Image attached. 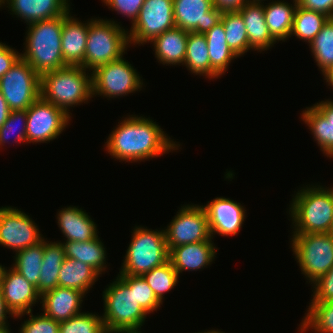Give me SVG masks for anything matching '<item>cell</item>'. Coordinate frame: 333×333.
I'll return each mask as SVG.
<instances>
[{"mask_svg": "<svg viewBox=\"0 0 333 333\" xmlns=\"http://www.w3.org/2000/svg\"><path fill=\"white\" fill-rule=\"evenodd\" d=\"M0 333H11V330L9 329L8 325L0 327Z\"/></svg>", "mask_w": 333, "mask_h": 333, "instance_id": "50", "label": "cell"}, {"mask_svg": "<svg viewBox=\"0 0 333 333\" xmlns=\"http://www.w3.org/2000/svg\"><path fill=\"white\" fill-rule=\"evenodd\" d=\"M88 72L89 70L82 66L68 65L43 74L41 76V97L62 109L72 118L71 112H69L70 106L81 105L92 98V72Z\"/></svg>", "mask_w": 333, "mask_h": 333, "instance_id": "4", "label": "cell"}, {"mask_svg": "<svg viewBox=\"0 0 333 333\" xmlns=\"http://www.w3.org/2000/svg\"><path fill=\"white\" fill-rule=\"evenodd\" d=\"M153 290L157 299L163 304L164 293L171 291L179 282V275L170 261L164 265L153 268L142 275Z\"/></svg>", "mask_w": 333, "mask_h": 333, "instance_id": "37", "label": "cell"}, {"mask_svg": "<svg viewBox=\"0 0 333 333\" xmlns=\"http://www.w3.org/2000/svg\"><path fill=\"white\" fill-rule=\"evenodd\" d=\"M27 143H47L56 139L70 124L71 117L41 96L26 110Z\"/></svg>", "mask_w": 333, "mask_h": 333, "instance_id": "13", "label": "cell"}, {"mask_svg": "<svg viewBox=\"0 0 333 333\" xmlns=\"http://www.w3.org/2000/svg\"><path fill=\"white\" fill-rule=\"evenodd\" d=\"M85 296L79 290L57 286L41 295L40 303L43 313L60 323L82 313L80 308Z\"/></svg>", "mask_w": 333, "mask_h": 333, "instance_id": "19", "label": "cell"}, {"mask_svg": "<svg viewBox=\"0 0 333 333\" xmlns=\"http://www.w3.org/2000/svg\"><path fill=\"white\" fill-rule=\"evenodd\" d=\"M224 27L226 41L231 50L238 56L249 51V41L246 26L239 11L222 13L221 21Z\"/></svg>", "mask_w": 333, "mask_h": 333, "instance_id": "34", "label": "cell"}, {"mask_svg": "<svg viewBox=\"0 0 333 333\" xmlns=\"http://www.w3.org/2000/svg\"><path fill=\"white\" fill-rule=\"evenodd\" d=\"M10 111L11 110L9 109L8 104H7L6 100H5V98L3 97L2 93L0 92V127L7 120Z\"/></svg>", "mask_w": 333, "mask_h": 333, "instance_id": "48", "label": "cell"}, {"mask_svg": "<svg viewBox=\"0 0 333 333\" xmlns=\"http://www.w3.org/2000/svg\"><path fill=\"white\" fill-rule=\"evenodd\" d=\"M291 248L310 284L333 266V233L292 234Z\"/></svg>", "mask_w": 333, "mask_h": 333, "instance_id": "8", "label": "cell"}, {"mask_svg": "<svg viewBox=\"0 0 333 333\" xmlns=\"http://www.w3.org/2000/svg\"><path fill=\"white\" fill-rule=\"evenodd\" d=\"M207 331V332H206ZM206 331H203V332H197V333H225V332H222V331H219L218 329L217 330H206ZM196 333V332H195Z\"/></svg>", "mask_w": 333, "mask_h": 333, "instance_id": "51", "label": "cell"}, {"mask_svg": "<svg viewBox=\"0 0 333 333\" xmlns=\"http://www.w3.org/2000/svg\"><path fill=\"white\" fill-rule=\"evenodd\" d=\"M290 204L293 234L332 232L333 187L306 185L295 193Z\"/></svg>", "mask_w": 333, "mask_h": 333, "instance_id": "3", "label": "cell"}, {"mask_svg": "<svg viewBox=\"0 0 333 333\" xmlns=\"http://www.w3.org/2000/svg\"><path fill=\"white\" fill-rule=\"evenodd\" d=\"M5 268H6V267H4V266H2V265L0 264V283H1V280H2V278H3V274H4V271H5Z\"/></svg>", "mask_w": 333, "mask_h": 333, "instance_id": "52", "label": "cell"}, {"mask_svg": "<svg viewBox=\"0 0 333 333\" xmlns=\"http://www.w3.org/2000/svg\"><path fill=\"white\" fill-rule=\"evenodd\" d=\"M0 92L11 111L27 110L41 96V77L20 57L0 78Z\"/></svg>", "mask_w": 333, "mask_h": 333, "instance_id": "9", "label": "cell"}, {"mask_svg": "<svg viewBox=\"0 0 333 333\" xmlns=\"http://www.w3.org/2000/svg\"><path fill=\"white\" fill-rule=\"evenodd\" d=\"M164 232L169 251L176 246L212 241L207 214L202 205L181 206Z\"/></svg>", "mask_w": 333, "mask_h": 333, "instance_id": "12", "label": "cell"}, {"mask_svg": "<svg viewBox=\"0 0 333 333\" xmlns=\"http://www.w3.org/2000/svg\"><path fill=\"white\" fill-rule=\"evenodd\" d=\"M7 315H10L14 318L13 314L6 307L2 290L0 288V327L9 325V323H7Z\"/></svg>", "mask_w": 333, "mask_h": 333, "instance_id": "47", "label": "cell"}, {"mask_svg": "<svg viewBox=\"0 0 333 333\" xmlns=\"http://www.w3.org/2000/svg\"><path fill=\"white\" fill-rule=\"evenodd\" d=\"M183 65L194 75L215 79L218 76L211 70L207 40L204 34L189 32L186 55Z\"/></svg>", "mask_w": 333, "mask_h": 333, "instance_id": "31", "label": "cell"}, {"mask_svg": "<svg viewBox=\"0 0 333 333\" xmlns=\"http://www.w3.org/2000/svg\"><path fill=\"white\" fill-rule=\"evenodd\" d=\"M4 2H5V0H0V7H1V6H5V5H4Z\"/></svg>", "mask_w": 333, "mask_h": 333, "instance_id": "55", "label": "cell"}, {"mask_svg": "<svg viewBox=\"0 0 333 333\" xmlns=\"http://www.w3.org/2000/svg\"><path fill=\"white\" fill-rule=\"evenodd\" d=\"M44 239L37 224L16 207H0V245L20 251Z\"/></svg>", "mask_w": 333, "mask_h": 333, "instance_id": "14", "label": "cell"}, {"mask_svg": "<svg viewBox=\"0 0 333 333\" xmlns=\"http://www.w3.org/2000/svg\"><path fill=\"white\" fill-rule=\"evenodd\" d=\"M69 14L63 20L61 33V49L63 60L70 66L84 68V55L89 29V20L85 23Z\"/></svg>", "mask_w": 333, "mask_h": 333, "instance_id": "22", "label": "cell"}, {"mask_svg": "<svg viewBox=\"0 0 333 333\" xmlns=\"http://www.w3.org/2000/svg\"><path fill=\"white\" fill-rule=\"evenodd\" d=\"M121 121L105 142V150L112 159L141 162L179 150L180 144L168 137L154 120L129 115Z\"/></svg>", "mask_w": 333, "mask_h": 333, "instance_id": "1", "label": "cell"}, {"mask_svg": "<svg viewBox=\"0 0 333 333\" xmlns=\"http://www.w3.org/2000/svg\"><path fill=\"white\" fill-rule=\"evenodd\" d=\"M64 259L65 253L62 242H49L44 239V255L39 275V285L36 287L40 295L58 286V274Z\"/></svg>", "mask_w": 333, "mask_h": 333, "instance_id": "29", "label": "cell"}, {"mask_svg": "<svg viewBox=\"0 0 333 333\" xmlns=\"http://www.w3.org/2000/svg\"><path fill=\"white\" fill-rule=\"evenodd\" d=\"M298 5L333 18V0H297Z\"/></svg>", "mask_w": 333, "mask_h": 333, "instance_id": "45", "label": "cell"}, {"mask_svg": "<svg viewBox=\"0 0 333 333\" xmlns=\"http://www.w3.org/2000/svg\"><path fill=\"white\" fill-rule=\"evenodd\" d=\"M176 27L173 0H145L138 17L128 30L130 46L151 42L166 30Z\"/></svg>", "mask_w": 333, "mask_h": 333, "instance_id": "11", "label": "cell"}, {"mask_svg": "<svg viewBox=\"0 0 333 333\" xmlns=\"http://www.w3.org/2000/svg\"><path fill=\"white\" fill-rule=\"evenodd\" d=\"M43 255L44 239L36 245L17 251L12 268L37 287L39 285Z\"/></svg>", "mask_w": 333, "mask_h": 333, "instance_id": "32", "label": "cell"}, {"mask_svg": "<svg viewBox=\"0 0 333 333\" xmlns=\"http://www.w3.org/2000/svg\"><path fill=\"white\" fill-rule=\"evenodd\" d=\"M188 31L174 27L156 36L153 44L155 57L163 65H182L184 63ZM182 63V64H181Z\"/></svg>", "mask_w": 333, "mask_h": 333, "instance_id": "25", "label": "cell"}, {"mask_svg": "<svg viewBox=\"0 0 333 333\" xmlns=\"http://www.w3.org/2000/svg\"><path fill=\"white\" fill-rule=\"evenodd\" d=\"M62 245L65 257L73 260H79L89 265L100 275L106 270L107 252L99 236L87 242L65 241Z\"/></svg>", "mask_w": 333, "mask_h": 333, "instance_id": "28", "label": "cell"}, {"mask_svg": "<svg viewBox=\"0 0 333 333\" xmlns=\"http://www.w3.org/2000/svg\"><path fill=\"white\" fill-rule=\"evenodd\" d=\"M324 80L328 83L327 85L333 89V69H330L326 74L323 75Z\"/></svg>", "mask_w": 333, "mask_h": 333, "instance_id": "49", "label": "cell"}, {"mask_svg": "<svg viewBox=\"0 0 333 333\" xmlns=\"http://www.w3.org/2000/svg\"><path fill=\"white\" fill-rule=\"evenodd\" d=\"M249 0H213V6L222 12L239 11Z\"/></svg>", "mask_w": 333, "mask_h": 333, "instance_id": "46", "label": "cell"}, {"mask_svg": "<svg viewBox=\"0 0 333 333\" xmlns=\"http://www.w3.org/2000/svg\"><path fill=\"white\" fill-rule=\"evenodd\" d=\"M207 40L211 70L221 77L227 72L232 60L239 58L229 47L223 24L220 22L204 33Z\"/></svg>", "mask_w": 333, "mask_h": 333, "instance_id": "30", "label": "cell"}, {"mask_svg": "<svg viewBox=\"0 0 333 333\" xmlns=\"http://www.w3.org/2000/svg\"><path fill=\"white\" fill-rule=\"evenodd\" d=\"M56 217L65 241L87 242L98 236L97 224L82 208L64 207L57 212Z\"/></svg>", "mask_w": 333, "mask_h": 333, "instance_id": "24", "label": "cell"}, {"mask_svg": "<svg viewBox=\"0 0 333 333\" xmlns=\"http://www.w3.org/2000/svg\"><path fill=\"white\" fill-rule=\"evenodd\" d=\"M264 2H249L239 10L249 41V50H269L277 41L271 36L264 17Z\"/></svg>", "mask_w": 333, "mask_h": 333, "instance_id": "23", "label": "cell"}, {"mask_svg": "<svg viewBox=\"0 0 333 333\" xmlns=\"http://www.w3.org/2000/svg\"><path fill=\"white\" fill-rule=\"evenodd\" d=\"M213 241H201L173 247L169 251V261L177 274L183 271H197L211 265L217 254Z\"/></svg>", "mask_w": 333, "mask_h": 333, "instance_id": "20", "label": "cell"}, {"mask_svg": "<svg viewBox=\"0 0 333 333\" xmlns=\"http://www.w3.org/2000/svg\"><path fill=\"white\" fill-rule=\"evenodd\" d=\"M145 0H102L106 6L112 11H117L118 14L131 19V24L135 22L139 11Z\"/></svg>", "mask_w": 333, "mask_h": 333, "instance_id": "43", "label": "cell"}, {"mask_svg": "<svg viewBox=\"0 0 333 333\" xmlns=\"http://www.w3.org/2000/svg\"><path fill=\"white\" fill-rule=\"evenodd\" d=\"M105 329L118 333L140 332L148 313L137 303L135 288L119 275L103 291Z\"/></svg>", "mask_w": 333, "mask_h": 333, "instance_id": "5", "label": "cell"}, {"mask_svg": "<svg viewBox=\"0 0 333 333\" xmlns=\"http://www.w3.org/2000/svg\"><path fill=\"white\" fill-rule=\"evenodd\" d=\"M102 333H118V332L110 331V330H108V329H105Z\"/></svg>", "mask_w": 333, "mask_h": 333, "instance_id": "53", "label": "cell"}, {"mask_svg": "<svg viewBox=\"0 0 333 333\" xmlns=\"http://www.w3.org/2000/svg\"><path fill=\"white\" fill-rule=\"evenodd\" d=\"M328 18L323 13L308 10L297 5L290 37L295 36L297 39H302L310 44L321 31Z\"/></svg>", "mask_w": 333, "mask_h": 333, "instance_id": "33", "label": "cell"}, {"mask_svg": "<svg viewBox=\"0 0 333 333\" xmlns=\"http://www.w3.org/2000/svg\"><path fill=\"white\" fill-rule=\"evenodd\" d=\"M69 14L70 11L63 16L28 24L24 52L20 55L40 77L68 66L62 56L61 33L63 20Z\"/></svg>", "mask_w": 333, "mask_h": 333, "instance_id": "2", "label": "cell"}, {"mask_svg": "<svg viewBox=\"0 0 333 333\" xmlns=\"http://www.w3.org/2000/svg\"><path fill=\"white\" fill-rule=\"evenodd\" d=\"M297 0L293 5L280 0L264 4V17L271 36L276 41H285L290 38Z\"/></svg>", "mask_w": 333, "mask_h": 333, "instance_id": "26", "label": "cell"}, {"mask_svg": "<svg viewBox=\"0 0 333 333\" xmlns=\"http://www.w3.org/2000/svg\"><path fill=\"white\" fill-rule=\"evenodd\" d=\"M250 2H262V1H266V0H249Z\"/></svg>", "mask_w": 333, "mask_h": 333, "instance_id": "54", "label": "cell"}, {"mask_svg": "<svg viewBox=\"0 0 333 333\" xmlns=\"http://www.w3.org/2000/svg\"><path fill=\"white\" fill-rule=\"evenodd\" d=\"M21 57L20 53L12 47L0 42V78L14 65Z\"/></svg>", "mask_w": 333, "mask_h": 333, "instance_id": "44", "label": "cell"}, {"mask_svg": "<svg viewBox=\"0 0 333 333\" xmlns=\"http://www.w3.org/2000/svg\"><path fill=\"white\" fill-rule=\"evenodd\" d=\"M128 31L117 21L91 18L84 55V68L94 71L97 67L116 61L130 47Z\"/></svg>", "mask_w": 333, "mask_h": 333, "instance_id": "6", "label": "cell"}, {"mask_svg": "<svg viewBox=\"0 0 333 333\" xmlns=\"http://www.w3.org/2000/svg\"><path fill=\"white\" fill-rule=\"evenodd\" d=\"M309 47L322 75L333 69V18H328Z\"/></svg>", "mask_w": 333, "mask_h": 333, "instance_id": "35", "label": "cell"}, {"mask_svg": "<svg viewBox=\"0 0 333 333\" xmlns=\"http://www.w3.org/2000/svg\"><path fill=\"white\" fill-rule=\"evenodd\" d=\"M29 315V319L24 320L19 329V333H59L60 323L46 316L44 313L33 315L32 311L15 316L20 318Z\"/></svg>", "mask_w": 333, "mask_h": 333, "instance_id": "41", "label": "cell"}, {"mask_svg": "<svg viewBox=\"0 0 333 333\" xmlns=\"http://www.w3.org/2000/svg\"><path fill=\"white\" fill-rule=\"evenodd\" d=\"M311 303H322L333 301V266L314 283Z\"/></svg>", "mask_w": 333, "mask_h": 333, "instance_id": "42", "label": "cell"}, {"mask_svg": "<svg viewBox=\"0 0 333 333\" xmlns=\"http://www.w3.org/2000/svg\"><path fill=\"white\" fill-rule=\"evenodd\" d=\"M0 288L6 307L14 317L33 311L34 304L41 302L37 288L12 267L5 268Z\"/></svg>", "mask_w": 333, "mask_h": 333, "instance_id": "17", "label": "cell"}, {"mask_svg": "<svg viewBox=\"0 0 333 333\" xmlns=\"http://www.w3.org/2000/svg\"><path fill=\"white\" fill-rule=\"evenodd\" d=\"M132 64L120 58L92 71V97L118 98L141 91L143 79Z\"/></svg>", "mask_w": 333, "mask_h": 333, "instance_id": "10", "label": "cell"}, {"mask_svg": "<svg viewBox=\"0 0 333 333\" xmlns=\"http://www.w3.org/2000/svg\"><path fill=\"white\" fill-rule=\"evenodd\" d=\"M173 7L176 27L201 34L220 23L223 13L213 0H173Z\"/></svg>", "mask_w": 333, "mask_h": 333, "instance_id": "15", "label": "cell"}, {"mask_svg": "<svg viewBox=\"0 0 333 333\" xmlns=\"http://www.w3.org/2000/svg\"><path fill=\"white\" fill-rule=\"evenodd\" d=\"M202 207L207 214L212 239L216 234L226 237L237 235L247 217L244 206L230 198L216 197Z\"/></svg>", "mask_w": 333, "mask_h": 333, "instance_id": "16", "label": "cell"}, {"mask_svg": "<svg viewBox=\"0 0 333 333\" xmlns=\"http://www.w3.org/2000/svg\"><path fill=\"white\" fill-rule=\"evenodd\" d=\"M104 330L102 317L89 312H82L60 322L59 327V333H102Z\"/></svg>", "mask_w": 333, "mask_h": 333, "instance_id": "38", "label": "cell"}, {"mask_svg": "<svg viewBox=\"0 0 333 333\" xmlns=\"http://www.w3.org/2000/svg\"><path fill=\"white\" fill-rule=\"evenodd\" d=\"M131 288H135L137 303L148 313H153L161 307L162 303L157 299L153 290L142 276L118 274Z\"/></svg>", "mask_w": 333, "mask_h": 333, "instance_id": "39", "label": "cell"}, {"mask_svg": "<svg viewBox=\"0 0 333 333\" xmlns=\"http://www.w3.org/2000/svg\"><path fill=\"white\" fill-rule=\"evenodd\" d=\"M301 119L310 129L323 154L333 158V100H323L306 107Z\"/></svg>", "mask_w": 333, "mask_h": 333, "instance_id": "18", "label": "cell"}, {"mask_svg": "<svg viewBox=\"0 0 333 333\" xmlns=\"http://www.w3.org/2000/svg\"><path fill=\"white\" fill-rule=\"evenodd\" d=\"M119 274L142 276L169 261L164 230L135 226Z\"/></svg>", "mask_w": 333, "mask_h": 333, "instance_id": "7", "label": "cell"}, {"mask_svg": "<svg viewBox=\"0 0 333 333\" xmlns=\"http://www.w3.org/2000/svg\"><path fill=\"white\" fill-rule=\"evenodd\" d=\"M70 0H5L4 4L27 25L63 16L70 11Z\"/></svg>", "mask_w": 333, "mask_h": 333, "instance_id": "21", "label": "cell"}, {"mask_svg": "<svg viewBox=\"0 0 333 333\" xmlns=\"http://www.w3.org/2000/svg\"><path fill=\"white\" fill-rule=\"evenodd\" d=\"M58 276L59 287L76 289L87 294L101 275L89 265L65 257Z\"/></svg>", "mask_w": 333, "mask_h": 333, "instance_id": "27", "label": "cell"}, {"mask_svg": "<svg viewBox=\"0 0 333 333\" xmlns=\"http://www.w3.org/2000/svg\"><path fill=\"white\" fill-rule=\"evenodd\" d=\"M306 312L299 325L300 333L309 329L314 333H333V301L310 303Z\"/></svg>", "mask_w": 333, "mask_h": 333, "instance_id": "36", "label": "cell"}, {"mask_svg": "<svg viewBox=\"0 0 333 333\" xmlns=\"http://www.w3.org/2000/svg\"><path fill=\"white\" fill-rule=\"evenodd\" d=\"M22 122L21 126L20 123ZM27 113L26 110H12L9 113V116L5 123L0 127V148L4 146L8 141V139L11 137L9 136L10 133H14L17 129L15 128H21L18 133H16V137L14 142L16 143H27V137H26V129H27ZM19 124V126L17 125ZM23 125V126H22ZM12 135V134H11ZM14 135V134H13ZM15 136V135H14Z\"/></svg>", "mask_w": 333, "mask_h": 333, "instance_id": "40", "label": "cell"}]
</instances>
